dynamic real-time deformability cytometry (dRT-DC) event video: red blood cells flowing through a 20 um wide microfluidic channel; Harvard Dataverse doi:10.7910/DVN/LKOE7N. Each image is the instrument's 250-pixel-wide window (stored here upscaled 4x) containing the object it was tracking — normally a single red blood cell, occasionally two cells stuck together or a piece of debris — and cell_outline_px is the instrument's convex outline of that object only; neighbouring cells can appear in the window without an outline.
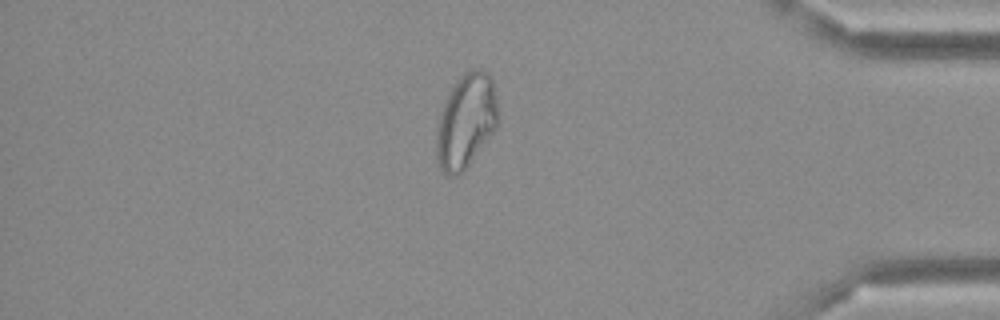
{"species": "Egyptian fruit bat (a non-hibernating species)", "species_latin": "Rousettus aegyptiacus", "temperature_condition": "cold", "stored_images_in_passage": 48, "camera_frame_rate_fps": 3000, "um_per_image_px": 0.085, "frame": {"image": 1, "passage_image": 41, "time_ms": 13.333, "image_size_px": [1000, 320], "cell_outline_px": [[500, 116], [496, 128], [464, 168], [456, 176], [448, 176], [440, 168], [436, 160], [436, 128], [440, 112], [456, 80], [464, 72], [472, 68], [484, 68], [492, 76]], "centroid_in_image_um": [39.62, 10.23], "position_along_channel_um": 395.6, "area_um2": 33.93}}